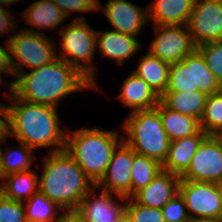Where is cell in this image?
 I'll use <instances>...</instances> for the list:
<instances>
[{
  "label": "cell",
  "mask_w": 222,
  "mask_h": 222,
  "mask_svg": "<svg viewBox=\"0 0 222 222\" xmlns=\"http://www.w3.org/2000/svg\"><path fill=\"white\" fill-rule=\"evenodd\" d=\"M14 80V94L29 103L57 108L61 98L82 89L96 87L76 68L57 57L52 62L21 72Z\"/></svg>",
  "instance_id": "2"
},
{
  "label": "cell",
  "mask_w": 222,
  "mask_h": 222,
  "mask_svg": "<svg viewBox=\"0 0 222 222\" xmlns=\"http://www.w3.org/2000/svg\"><path fill=\"white\" fill-rule=\"evenodd\" d=\"M58 222H79L74 214H65Z\"/></svg>",
  "instance_id": "40"
},
{
  "label": "cell",
  "mask_w": 222,
  "mask_h": 222,
  "mask_svg": "<svg viewBox=\"0 0 222 222\" xmlns=\"http://www.w3.org/2000/svg\"><path fill=\"white\" fill-rule=\"evenodd\" d=\"M196 49L202 54L209 71L222 85V41L208 42Z\"/></svg>",
  "instance_id": "32"
},
{
  "label": "cell",
  "mask_w": 222,
  "mask_h": 222,
  "mask_svg": "<svg viewBox=\"0 0 222 222\" xmlns=\"http://www.w3.org/2000/svg\"><path fill=\"white\" fill-rule=\"evenodd\" d=\"M141 44L135 36L120 33L115 30L97 32L96 47L99 48L103 56L115 59L120 65L126 59L138 52Z\"/></svg>",
  "instance_id": "18"
},
{
  "label": "cell",
  "mask_w": 222,
  "mask_h": 222,
  "mask_svg": "<svg viewBox=\"0 0 222 222\" xmlns=\"http://www.w3.org/2000/svg\"><path fill=\"white\" fill-rule=\"evenodd\" d=\"M200 128L207 135H222V91L207 95Z\"/></svg>",
  "instance_id": "29"
},
{
  "label": "cell",
  "mask_w": 222,
  "mask_h": 222,
  "mask_svg": "<svg viewBox=\"0 0 222 222\" xmlns=\"http://www.w3.org/2000/svg\"><path fill=\"white\" fill-rule=\"evenodd\" d=\"M179 193L190 219L222 218V196L216 183L180 180Z\"/></svg>",
  "instance_id": "8"
},
{
  "label": "cell",
  "mask_w": 222,
  "mask_h": 222,
  "mask_svg": "<svg viewBox=\"0 0 222 222\" xmlns=\"http://www.w3.org/2000/svg\"><path fill=\"white\" fill-rule=\"evenodd\" d=\"M187 27L196 47L222 41V0L194 2Z\"/></svg>",
  "instance_id": "11"
},
{
  "label": "cell",
  "mask_w": 222,
  "mask_h": 222,
  "mask_svg": "<svg viewBox=\"0 0 222 222\" xmlns=\"http://www.w3.org/2000/svg\"><path fill=\"white\" fill-rule=\"evenodd\" d=\"M161 170V164L157 160L133 151L131 170V197L137 191L151 183L153 178Z\"/></svg>",
  "instance_id": "27"
},
{
  "label": "cell",
  "mask_w": 222,
  "mask_h": 222,
  "mask_svg": "<svg viewBox=\"0 0 222 222\" xmlns=\"http://www.w3.org/2000/svg\"><path fill=\"white\" fill-rule=\"evenodd\" d=\"M7 137V108L0 104V142H4Z\"/></svg>",
  "instance_id": "38"
},
{
  "label": "cell",
  "mask_w": 222,
  "mask_h": 222,
  "mask_svg": "<svg viewBox=\"0 0 222 222\" xmlns=\"http://www.w3.org/2000/svg\"><path fill=\"white\" fill-rule=\"evenodd\" d=\"M207 95L201 91L164 92L160 102L168 109L196 118L199 122L204 114Z\"/></svg>",
  "instance_id": "20"
},
{
  "label": "cell",
  "mask_w": 222,
  "mask_h": 222,
  "mask_svg": "<svg viewBox=\"0 0 222 222\" xmlns=\"http://www.w3.org/2000/svg\"><path fill=\"white\" fill-rule=\"evenodd\" d=\"M216 184L222 196V178Z\"/></svg>",
  "instance_id": "43"
},
{
  "label": "cell",
  "mask_w": 222,
  "mask_h": 222,
  "mask_svg": "<svg viewBox=\"0 0 222 222\" xmlns=\"http://www.w3.org/2000/svg\"><path fill=\"white\" fill-rule=\"evenodd\" d=\"M82 16L74 19L69 25H65L61 30V58L79 72H81L97 89L94 74L95 66L91 63L96 50V35L92 27ZM79 61V62H78ZM83 62L85 64H81ZM87 63V64H86Z\"/></svg>",
  "instance_id": "6"
},
{
  "label": "cell",
  "mask_w": 222,
  "mask_h": 222,
  "mask_svg": "<svg viewBox=\"0 0 222 222\" xmlns=\"http://www.w3.org/2000/svg\"><path fill=\"white\" fill-rule=\"evenodd\" d=\"M136 70H133L138 77L142 78L152 90L161 96L167 87L170 64L161 61L149 51L140 58Z\"/></svg>",
  "instance_id": "21"
},
{
  "label": "cell",
  "mask_w": 222,
  "mask_h": 222,
  "mask_svg": "<svg viewBox=\"0 0 222 222\" xmlns=\"http://www.w3.org/2000/svg\"><path fill=\"white\" fill-rule=\"evenodd\" d=\"M19 0H0V6H3L4 7V4L8 6V4H12L14 2H18ZM3 4V5H2Z\"/></svg>",
  "instance_id": "41"
},
{
  "label": "cell",
  "mask_w": 222,
  "mask_h": 222,
  "mask_svg": "<svg viewBox=\"0 0 222 222\" xmlns=\"http://www.w3.org/2000/svg\"><path fill=\"white\" fill-rule=\"evenodd\" d=\"M122 86L117 98L125 107L132 108L131 112L154 109L160 102V96L133 72Z\"/></svg>",
  "instance_id": "17"
},
{
  "label": "cell",
  "mask_w": 222,
  "mask_h": 222,
  "mask_svg": "<svg viewBox=\"0 0 222 222\" xmlns=\"http://www.w3.org/2000/svg\"><path fill=\"white\" fill-rule=\"evenodd\" d=\"M180 176L161 170L146 187L137 191L132 198L139 204L162 209L179 193Z\"/></svg>",
  "instance_id": "15"
},
{
  "label": "cell",
  "mask_w": 222,
  "mask_h": 222,
  "mask_svg": "<svg viewBox=\"0 0 222 222\" xmlns=\"http://www.w3.org/2000/svg\"><path fill=\"white\" fill-rule=\"evenodd\" d=\"M184 65H191L192 88L206 95H211L222 91V85L211 73L206 65L202 54L195 49L182 61Z\"/></svg>",
  "instance_id": "24"
},
{
  "label": "cell",
  "mask_w": 222,
  "mask_h": 222,
  "mask_svg": "<svg viewBox=\"0 0 222 222\" xmlns=\"http://www.w3.org/2000/svg\"><path fill=\"white\" fill-rule=\"evenodd\" d=\"M7 108V136L16 137L32 149L53 146L50 152L65 149L66 135L59 126L57 108L34 104L19 99L14 94V81L9 83ZM56 147V148H55Z\"/></svg>",
  "instance_id": "1"
},
{
  "label": "cell",
  "mask_w": 222,
  "mask_h": 222,
  "mask_svg": "<svg viewBox=\"0 0 222 222\" xmlns=\"http://www.w3.org/2000/svg\"><path fill=\"white\" fill-rule=\"evenodd\" d=\"M187 91H194V88H192L191 65H184L181 61L170 64L165 92Z\"/></svg>",
  "instance_id": "30"
},
{
  "label": "cell",
  "mask_w": 222,
  "mask_h": 222,
  "mask_svg": "<svg viewBox=\"0 0 222 222\" xmlns=\"http://www.w3.org/2000/svg\"><path fill=\"white\" fill-rule=\"evenodd\" d=\"M207 136L200 129L196 134L171 141L166 159L161 164L162 170L181 176Z\"/></svg>",
  "instance_id": "16"
},
{
  "label": "cell",
  "mask_w": 222,
  "mask_h": 222,
  "mask_svg": "<svg viewBox=\"0 0 222 222\" xmlns=\"http://www.w3.org/2000/svg\"><path fill=\"white\" fill-rule=\"evenodd\" d=\"M154 30L158 36L148 49L161 61L177 63L196 49L187 25H154Z\"/></svg>",
  "instance_id": "9"
},
{
  "label": "cell",
  "mask_w": 222,
  "mask_h": 222,
  "mask_svg": "<svg viewBox=\"0 0 222 222\" xmlns=\"http://www.w3.org/2000/svg\"><path fill=\"white\" fill-rule=\"evenodd\" d=\"M44 160L43 173L38 177L39 191L66 210L65 214H74L90 186L95 185L65 149L50 152Z\"/></svg>",
  "instance_id": "3"
},
{
  "label": "cell",
  "mask_w": 222,
  "mask_h": 222,
  "mask_svg": "<svg viewBox=\"0 0 222 222\" xmlns=\"http://www.w3.org/2000/svg\"><path fill=\"white\" fill-rule=\"evenodd\" d=\"M23 16L29 25L39 30L56 28L67 18L51 0L33 2Z\"/></svg>",
  "instance_id": "25"
},
{
  "label": "cell",
  "mask_w": 222,
  "mask_h": 222,
  "mask_svg": "<svg viewBox=\"0 0 222 222\" xmlns=\"http://www.w3.org/2000/svg\"><path fill=\"white\" fill-rule=\"evenodd\" d=\"M222 178V136L208 135L190 161L181 180L217 183Z\"/></svg>",
  "instance_id": "10"
},
{
  "label": "cell",
  "mask_w": 222,
  "mask_h": 222,
  "mask_svg": "<svg viewBox=\"0 0 222 222\" xmlns=\"http://www.w3.org/2000/svg\"><path fill=\"white\" fill-rule=\"evenodd\" d=\"M194 0H153L148 6V20L154 25H187Z\"/></svg>",
  "instance_id": "19"
},
{
  "label": "cell",
  "mask_w": 222,
  "mask_h": 222,
  "mask_svg": "<svg viewBox=\"0 0 222 222\" xmlns=\"http://www.w3.org/2000/svg\"><path fill=\"white\" fill-rule=\"evenodd\" d=\"M156 109L160 113L163 128L170 141L191 136L201 129L200 122L196 118L170 110L161 102Z\"/></svg>",
  "instance_id": "22"
},
{
  "label": "cell",
  "mask_w": 222,
  "mask_h": 222,
  "mask_svg": "<svg viewBox=\"0 0 222 222\" xmlns=\"http://www.w3.org/2000/svg\"><path fill=\"white\" fill-rule=\"evenodd\" d=\"M190 222H222V218H196L190 219Z\"/></svg>",
  "instance_id": "39"
},
{
  "label": "cell",
  "mask_w": 222,
  "mask_h": 222,
  "mask_svg": "<svg viewBox=\"0 0 222 222\" xmlns=\"http://www.w3.org/2000/svg\"><path fill=\"white\" fill-rule=\"evenodd\" d=\"M132 161L133 149L123 141L115 149L104 176L95 188L113 193L122 201L131 198Z\"/></svg>",
  "instance_id": "12"
},
{
  "label": "cell",
  "mask_w": 222,
  "mask_h": 222,
  "mask_svg": "<svg viewBox=\"0 0 222 222\" xmlns=\"http://www.w3.org/2000/svg\"><path fill=\"white\" fill-rule=\"evenodd\" d=\"M66 17L73 12H92L100 7L103 8L99 0H51Z\"/></svg>",
  "instance_id": "35"
},
{
  "label": "cell",
  "mask_w": 222,
  "mask_h": 222,
  "mask_svg": "<svg viewBox=\"0 0 222 222\" xmlns=\"http://www.w3.org/2000/svg\"><path fill=\"white\" fill-rule=\"evenodd\" d=\"M20 148L7 149L6 154L0 148V179L8 174L31 170V164L36 159L33 150L26 144L19 142Z\"/></svg>",
  "instance_id": "26"
},
{
  "label": "cell",
  "mask_w": 222,
  "mask_h": 222,
  "mask_svg": "<svg viewBox=\"0 0 222 222\" xmlns=\"http://www.w3.org/2000/svg\"><path fill=\"white\" fill-rule=\"evenodd\" d=\"M122 128L128 134L123 141L133 151L151 157L160 164L164 162L171 141L156 108L131 112Z\"/></svg>",
  "instance_id": "5"
},
{
  "label": "cell",
  "mask_w": 222,
  "mask_h": 222,
  "mask_svg": "<svg viewBox=\"0 0 222 222\" xmlns=\"http://www.w3.org/2000/svg\"><path fill=\"white\" fill-rule=\"evenodd\" d=\"M26 202V206L24 205L26 222H58L65 215L64 213L56 217L60 208L39 190Z\"/></svg>",
  "instance_id": "28"
},
{
  "label": "cell",
  "mask_w": 222,
  "mask_h": 222,
  "mask_svg": "<svg viewBox=\"0 0 222 222\" xmlns=\"http://www.w3.org/2000/svg\"><path fill=\"white\" fill-rule=\"evenodd\" d=\"M119 137L118 132L104 131L101 127L80 128L66 135L65 150L96 185L104 176L115 149L125 139Z\"/></svg>",
  "instance_id": "4"
},
{
  "label": "cell",
  "mask_w": 222,
  "mask_h": 222,
  "mask_svg": "<svg viewBox=\"0 0 222 222\" xmlns=\"http://www.w3.org/2000/svg\"><path fill=\"white\" fill-rule=\"evenodd\" d=\"M103 11L115 31L135 37L148 22V11L126 0H108Z\"/></svg>",
  "instance_id": "14"
},
{
  "label": "cell",
  "mask_w": 222,
  "mask_h": 222,
  "mask_svg": "<svg viewBox=\"0 0 222 222\" xmlns=\"http://www.w3.org/2000/svg\"><path fill=\"white\" fill-rule=\"evenodd\" d=\"M112 196V193L103 190L96 195L91 189L74 215L79 222H114L125 213L126 203L121 205L119 202L117 205Z\"/></svg>",
  "instance_id": "13"
},
{
  "label": "cell",
  "mask_w": 222,
  "mask_h": 222,
  "mask_svg": "<svg viewBox=\"0 0 222 222\" xmlns=\"http://www.w3.org/2000/svg\"><path fill=\"white\" fill-rule=\"evenodd\" d=\"M0 222H26L24 202L6 198L0 192Z\"/></svg>",
  "instance_id": "33"
},
{
  "label": "cell",
  "mask_w": 222,
  "mask_h": 222,
  "mask_svg": "<svg viewBox=\"0 0 222 222\" xmlns=\"http://www.w3.org/2000/svg\"><path fill=\"white\" fill-rule=\"evenodd\" d=\"M205 1V0H194V2Z\"/></svg>",
  "instance_id": "45"
},
{
  "label": "cell",
  "mask_w": 222,
  "mask_h": 222,
  "mask_svg": "<svg viewBox=\"0 0 222 222\" xmlns=\"http://www.w3.org/2000/svg\"><path fill=\"white\" fill-rule=\"evenodd\" d=\"M5 74L6 73V75H7V72H5V71H2V70H0V85H1V83H2V76H1V74Z\"/></svg>",
  "instance_id": "44"
},
{
  "label": "cell",
  "mask_w": 222,
  "mask_h": 222,
  "mask_svg": "<svg viewBox=\"0 0 222 222\" xmlns=\"http://www.w3.org/2000/svg\"><path fill=\"white\" fill-rule=\"evenodd\" d=\"M114 222H129V218L127 217V215L124 213L119 219H117Z\"/></svg>",
  "instance_id": "42"
},
{
  "label": "cell",
  "mask_w": 222,
  "mask_h": 222,
  "mask_svg": "<svg viewBox=\"0 0 222 222\" xmlns=\"http://www.w3.org/2000/svg\"><path fill=\"white\" fill-rule=\"evenodd\" d=\"M0 70L7 72L8 75H14L8 43L7 47L3 48L0 46Z\"/></svg>",
  "instance_id": "36"
},
{
  "label": "cell",
  "mask_w": 222,
  "mask_h": 222,
  "mask_svg": "<svg viewBox=\"0 0 222 222\" xmlns=\"http://www.w3.org/2000/svg\"><path fill=\"white\" fill-rule=\"evenodd\" d=\"M165 222H190L186 210L185 200L178 193L161 209Z\"/></svg>",
  "instance_id": "34"
},
{
  "label": "cell",
  "mask_w": 222,
  "mask_h": 222,
  "mask_svg": "<svg viewBox=\"0 0 222 222\" xmlns=\"http://www.w3.org/2000/svg\"><path fill=\"white\" fill-rule=\"evenodd\" d=\"M125 214L129 222H165L164 215L160 208H152L137 203L132 197L127 198Z\"/></svg>",
  "instance_id": "31"
},
{
  "label": "cell",
  "mask_w": 222,
  "mask_h": 222,
  "mask_svg": "<svg viewBox=\"0 0 222 222\" xmlns=\"http://www.w3.org/2000/svg\"><path fill=\"white\" fill-rule=\"evenodd\" d=\"M7 42L15 77L24 72L23 66L33 70L52 62L58 55L54 42L32 28L21 29L17 34L10 36L6 44Z\"/></svg>",
  "instance_id": "7"
},
{
  "label": "cell",
  "mask_w": 222,
  "mask_h": 222,
  "mask_svg": "<svg viewBox=\"0 0 222 222\" xmlns=\"http://www.w3.org/2000/svg\"><path fill=\"white\" fill-rule=\"evenodd\" d=\"M9 11H6L3 6H0V34L11 32L12 27L15 24Z\"/></svg>",
  "instance_id": "37"
},
{
  "label": "cell",
  "mask_w": 222,
  "mask_h": 222,
  "mask_svg": "<svg viewBox=\"0 0 222 222\" xmlns=\"http://www.w3.org/2000/svg\"><path fill=\"white\" fill-rule=\"evenodd\" d=\"M1 180H6V183L0 185V192L17 202H25L24 197L27 196L28 200L39 190L38 175L31 170L11 173Z\"/></svg>",
  "instance_id": "23"
}]
</instances>
